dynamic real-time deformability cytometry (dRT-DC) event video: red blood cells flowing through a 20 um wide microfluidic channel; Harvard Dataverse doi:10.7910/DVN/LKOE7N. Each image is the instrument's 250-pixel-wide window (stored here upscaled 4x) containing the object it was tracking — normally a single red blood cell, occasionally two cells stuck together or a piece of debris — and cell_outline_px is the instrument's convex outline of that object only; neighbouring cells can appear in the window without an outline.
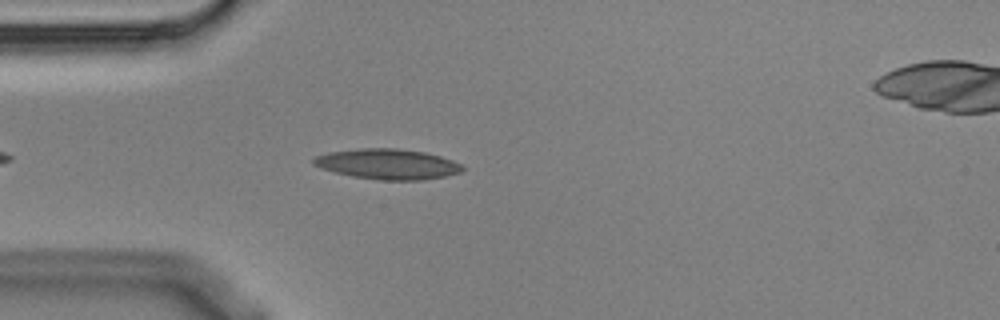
{"species": "Egyptian fruit bat (a non-hibernating species)", "species_latin": "Rousettus aegyptiacus", "temperature_condition": "cold", "stored_images_in_passage": 5, "camera_frame_rate_fps": 3000, "um_per_image_px": 0.085, "animal": {"sex": "male"}, "frame": {"image": 1, "passage_image": 5, "time_ms": 1.333, "image_size_px": [1000, 320], "cell_outline_px": [[464, 168], [460, 172], [444, 176], [424, 180], [380, 180], [352, 176], [320, 168], [312, 164], [312, 160], [316, 156], [328, 152], [360, 148], [396, 148], [424, 152], [440, 156], [452, 160], [460, 164]], "centroid_in_image_um": [32.92, 13.94], "position_along_channel_um": 52.1, "area_um2": 26.24}}